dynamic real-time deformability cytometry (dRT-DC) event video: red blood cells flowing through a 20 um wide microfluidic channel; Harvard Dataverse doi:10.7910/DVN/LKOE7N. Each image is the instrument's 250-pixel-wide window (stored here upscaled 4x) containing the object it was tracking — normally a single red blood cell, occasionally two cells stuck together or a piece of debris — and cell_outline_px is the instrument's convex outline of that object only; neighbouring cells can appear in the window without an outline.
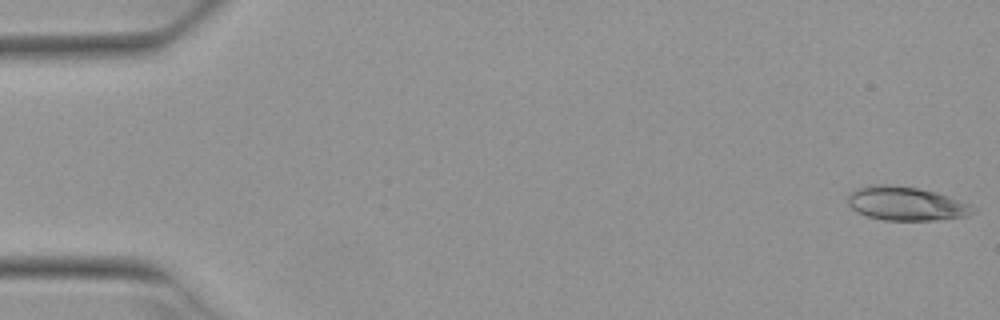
{"species": "Egyptian fruit bat (a non-hibernating species)", "species_latin": "Rousettus aegyptiacus", "temperature_condition": "warm", "stored_images_in_passage": 7, "segment_of_instrument_passage": [1, 2], "camera_frame_rate_fps": 3000, "um_per_image_px": 0.085, "animal": {"sex": "female"}, "frame": {"image": 1, "passage_image": 1, "time_ms": 0.0, "image_size_px": [1000, 320], "cell_outline_px": [[976, 212], [968, 216], [936, 220], [884, 220], [868, 216], [856, 212], [848, 204], [848, 192], [856, 188], [872, 184], [896, 184], [936, 192], [948, 196], [968, 204], [976, 208]], "centroid_in_image_um": [76.99, 17.3], "position_along_channel_um": 8.0, "area_um2": 24.85}}
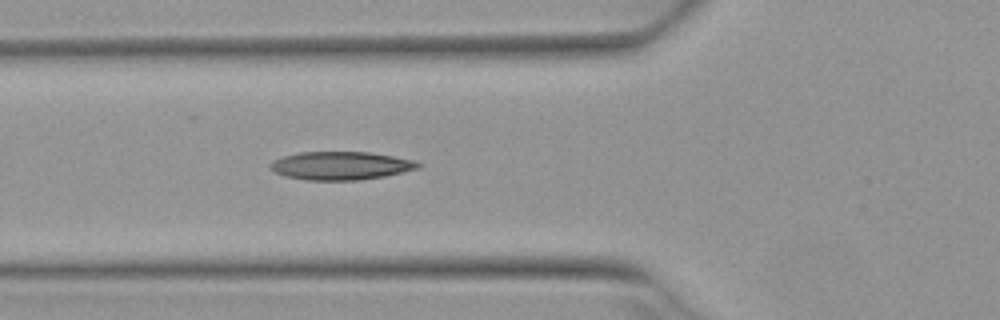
{"frame": {"image": 2, "passage_image": 6, "time_ms": 1.667, "image_size_px": [1000, 320], "cell_outline_px": [[424, 164], [420, 168], [384, 176], [360, 180], [304, 180], [284, 176], [268, 168], [268, 164], [284, 156], [300, 152], [368, 152], [392, 156], [412, 160]], "centroid_in_image_um": [28.96, 14.09], "position_along_channel_um": 96.8, "area_um2": 24.28}}